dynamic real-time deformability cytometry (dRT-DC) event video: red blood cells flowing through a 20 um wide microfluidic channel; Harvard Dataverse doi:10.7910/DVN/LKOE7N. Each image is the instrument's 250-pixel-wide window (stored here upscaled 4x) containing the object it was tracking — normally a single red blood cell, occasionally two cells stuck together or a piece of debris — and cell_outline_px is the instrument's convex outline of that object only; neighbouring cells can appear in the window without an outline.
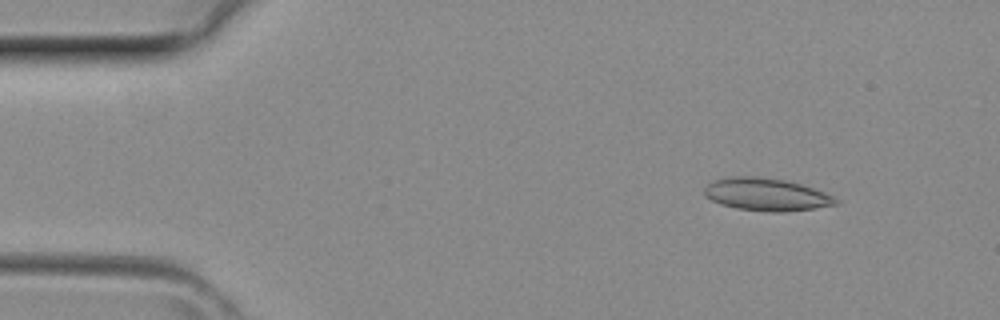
{"species": "common noctule bat (a hibernating species)", "species_latin": "Nyctalus noctula", "temperature_condition": "room temperature", "stored_images_in_passage": 4, "camera_frame_rate_fps": 3000, "um_per_image_px": 0.085, "animal": {"sex": "female", "body_mass_g": 29.2, "forearm_length_mm": 56.3}, "frame": {"image": 1, "passage_image": 2, "time_ms": 0.333, "image_size_px": [1000, 320], "cell_outline_px": [[840, 200], [836, 204], [812, 208], [784, 212], [772, 212], [736, 208], [720, 204], [704, 196], [704, 188], [708, 184], [716, 180], [728, 176], [756, 176], [784, 180], [800, 184], [824, 192]], "centroid_in_image_um": [65.1, 16.53], "position_along_channel_um": 19.9, "area_um2": 24.74}}